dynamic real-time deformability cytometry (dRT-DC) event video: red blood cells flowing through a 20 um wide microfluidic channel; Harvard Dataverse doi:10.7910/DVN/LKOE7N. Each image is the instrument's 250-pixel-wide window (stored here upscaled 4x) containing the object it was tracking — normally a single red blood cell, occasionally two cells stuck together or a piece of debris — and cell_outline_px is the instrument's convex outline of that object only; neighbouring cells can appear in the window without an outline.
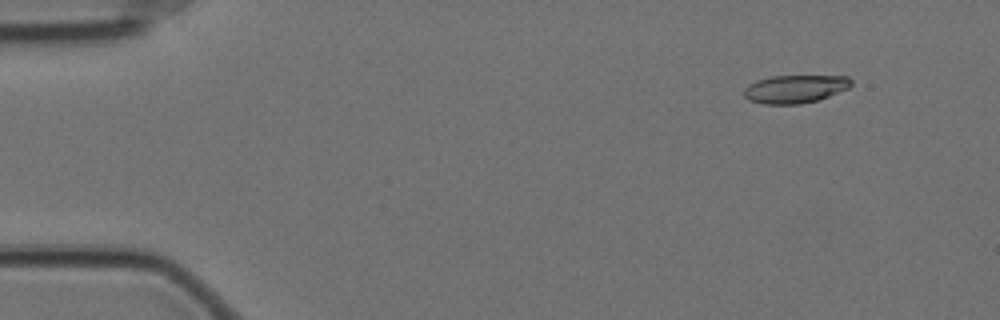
{"species": "Egyptian fruit bat (a non-hibernating species)", "species_latin": "Rousettus aegyptiacus", "temperature_condition": "cold", "stored_images_in_passage": 58, "camera_frame_rate_fps": 3000, "um_per_image_px": 0.085, "animal": {"sex": "female"}, "frame": {"image": 1, "passage_image": 6, "time_ms": 1.667, "image_size_px": [1000, 320], "cell_outline_px": [[852, 84], [848, 88], [820, 100], [800, 104], [764, 104], [748, 100], [744, 96], [744, 88], [748, 84], [756, 80], [772, 76], [848, 76], [852, 80]], "centroid_in_image_um": [67.57, 7.56], "position_along_channel_um": 17.4, "area_um2": 17.69}}
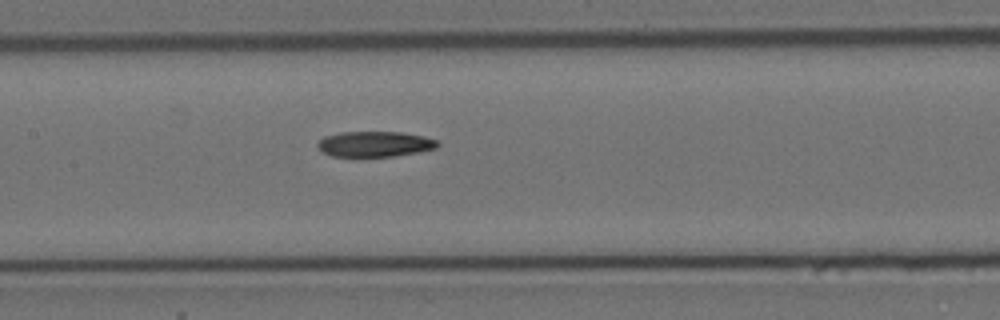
{"frame": {"image": 2, "passage_image": 28, "time_ms": 9.0, "image_size_px": [1000, 320], "cell_outline_px": [[440, 144], [436, 148], [416, 152], [392, 156], [356, 160], [332, 156], [320, 152], [316, 144], [324, 136], [340, 132], [400, 132], [424, 136], [436, 140]], "centroid_in_image_um": [31.75, 12.29], "position_along_channel_um": 175.6, "area_um2": 18.61}}
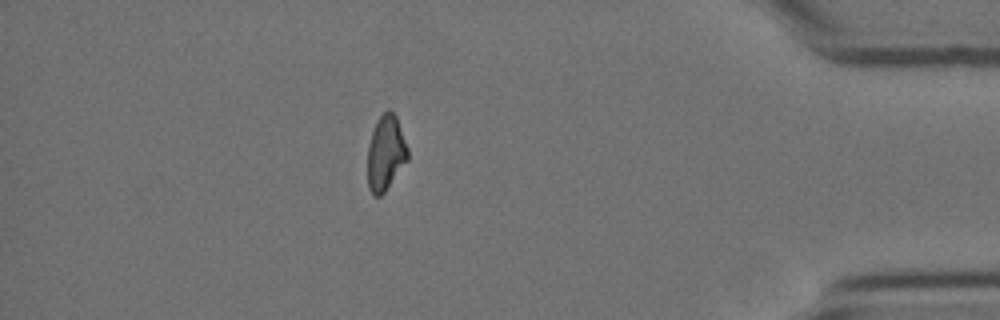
{"frame": {"image": 3, "passage_image": 51, "time_ms": 16.667, "image_size_px": [1000, 320], "cell_outline_px": [[408, 160], [384, 192], [380, 196], [372, 196], [368, 188], [368, 144], [376, 120], [388, 108], [396, 116], [408, 148]], "centroid_in_image_um": [32.78, 13.01], "position_along_channel_um": 402.4, "area_um2": 17.57}}